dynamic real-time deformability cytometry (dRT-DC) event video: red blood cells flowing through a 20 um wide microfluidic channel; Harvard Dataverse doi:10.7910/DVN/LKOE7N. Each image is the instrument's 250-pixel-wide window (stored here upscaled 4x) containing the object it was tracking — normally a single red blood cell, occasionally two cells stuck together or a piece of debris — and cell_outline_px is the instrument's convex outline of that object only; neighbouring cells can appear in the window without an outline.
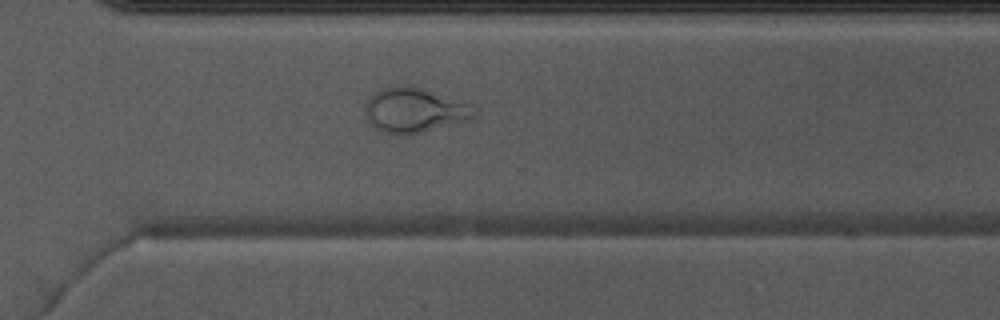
{"species": "Egyptian fruit bat (a non-hibernating species)", "species_latin": "Rousettus aegyptiacus", "temperature_condition": "warm", "stored_images_in_passage": 48, "camera_frame_rate_fps": 3000, "um_per_image_px": 0.085, "animal": {"sex": "male"}, "frame": {"image": 1, "passage_image": 35, "time_ms": 11.333, "image_size_px": [1000, 320], "cell_outline_px": [[476, 116], [464, 120], [420, 132], [400, 136], [380, 132], [368, 120], [364, 108], [364, 104], [372, 92], [392, 84], [420, 88], [472, 104], [476, 112]], "centroid_in_image_um": [35.14, 9.35], "position_along_channel_um": 335.5, "area_um2": 28.26}}